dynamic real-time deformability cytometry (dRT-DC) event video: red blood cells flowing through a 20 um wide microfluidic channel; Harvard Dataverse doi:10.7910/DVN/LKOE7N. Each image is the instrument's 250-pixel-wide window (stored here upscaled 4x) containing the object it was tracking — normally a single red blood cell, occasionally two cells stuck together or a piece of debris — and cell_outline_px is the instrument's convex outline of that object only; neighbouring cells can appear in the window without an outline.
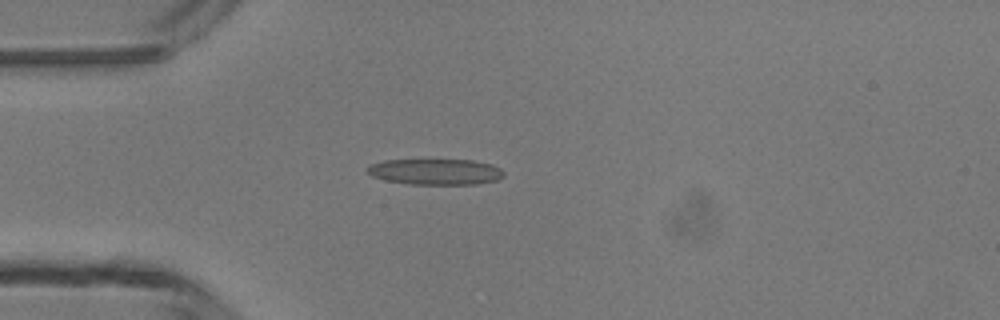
{"species": "common noctule bat (a hibernating species)", "species_latin": "Nyctalus noctula", "temperature_condition": "room temperature", "stored_images_in_passage": 2, "camera_frame_rate_fps": 3000, "um_per_image_px": 0.085, "animal": {"sex": "male", "body_mass_g": 13.3}, "frame": {"image": 1, "passage_image": 2, "time_ms": 1.0, "image_size_px": [1000, 320], "cell_outline_px": [[504, 176], [496, 180], [476, 184], [408, 184], [384, 180], [372, 176], [364, 172], [364, 168], [368, 164], [384, 160], [472, 160], [492, 164], [500, 168], [504, 172]], "centroid_in_image_um": [36.94, 14.59], "position_along_channel_um": 48.1, "area_um2": 20.87}}